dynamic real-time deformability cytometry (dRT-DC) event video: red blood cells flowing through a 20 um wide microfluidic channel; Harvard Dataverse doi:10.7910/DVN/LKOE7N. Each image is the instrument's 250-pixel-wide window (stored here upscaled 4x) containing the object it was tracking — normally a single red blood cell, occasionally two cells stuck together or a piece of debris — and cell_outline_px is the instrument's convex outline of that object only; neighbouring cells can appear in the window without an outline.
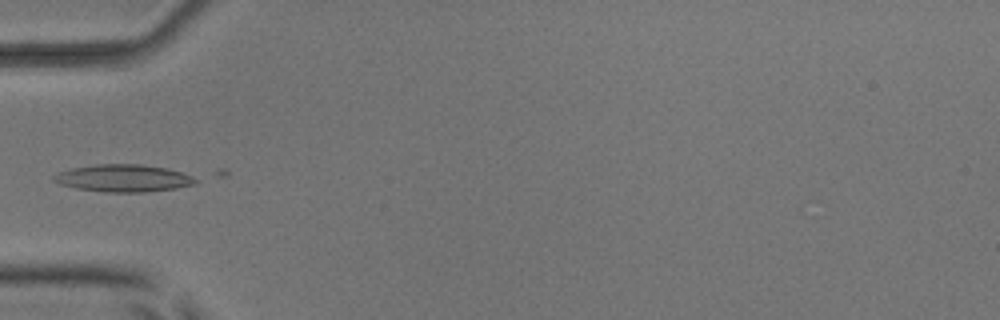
{"species": "common noctule bat (a hibernating species)", "species_latin": "Nyctalus noctula", "temperature_condition": "room temperature", "stored_images_in_passage": 5, "camera_frame_rate_fps": 3000, "um_per_image_px": 0.085, "animal": {"sex": "male", "body_mass_g": 17.9, "forearm_length_mm": 54.2}, "frame": {"image": 1, "passage_image": 5, "time_ms": 4.667, "image_size_px": [1000, 320], "cell_outline_px": [[228, 176], [196, 184], [176, 188], [144, 192], [104, 192], [76, 188], [60, 184], [52, 180], [52, 176], [56, 172], [72, 168], [96, 164], [140, 164], [224, 168], [228, 172]], "centroid_in_image_um": [11.52, 15.06], "position_along_channel_um": 73.5, "area_um2": 27.11}}